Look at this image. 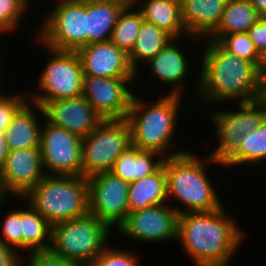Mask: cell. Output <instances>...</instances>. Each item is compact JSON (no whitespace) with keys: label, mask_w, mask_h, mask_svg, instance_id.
<instances>
[{"label":"cell","mask_w":266,"mask_h":266,"mask_svg":"<svg viewBox=\"0 0 266 266\" xmlns=\"http://www.w3.org/2000/svg\"><path fill=\"white\" fill-rule=\"evenodd\" d=\"M224 208L179 214L177 240L196 266H228L246 239Z\"/></svg>","instance_id":"1"},{"label":"cell","mask_w":266,"mask_h":266,"mask_svg":"<svg viewBox=\"0 0 266 266\" xmlns=\"http://www.w3.org/2000/svg\"><path fill=\"white\" fill-rule=\"evenodd\" d=\"M197 95L201 103L250 102L259 99L260 71L252 62L228 53L217 42L202 39ZM203 57V58H202ZM202 98V99H201ZM223 102V103H222Z\"/></svg>","instance_id":"2"},{"label":"cell","mask_w":266,"mask_h":266,"mask_svg":"<svg viewBox=\"0 0 266 266\" xmlns=\"http://www.w3.org/2000/svg\"><path fill=\"white\" fill-rule=\"evenodd\" d=\"M201 159L189 149L181 154L165 157L163 160L167 202L175 199L183 204L184 209L180 210V214L209 212L224 206L206 170L209 164L217 166L218 163L209 155Z\"/></svg>","instance_id":"3"},{"label":"cell","mask_w":266,"mask_h":266,"mask_svg":"<svg viewBox=\"0 0 266 266\" xmlns=\"http://www.w3.org/2000/svg\"><path fill=\"white\" fill-rule=\"evenodd\" d=\"M158 97L155 103H149L134 94L126 118L131 130V145L158 152L164 158L181 154L187 150L175 151L173 139L183 95L161 94Z\"/></svg>","instance_id":"4"},{"label":"cell","mask_w":266,"mask_h":266,"mask_svg":"<svg viewBox=\"0 0 266 266\" xmlns=\"http://www.w3.org/2000/svg\"><path fill=\"white\" fill-rule=\"evenodd\" d=\"M22 198L51 226L89 213L87 179L83 176L46 175Z\"/></svg>","instance_id":"5"},{"label":"cell","mask_w":266,"mask_h":266,"mask_svg":"<svg viewBox=\"0 0 266 266\" xmlns=\"http://www.w3.org/2000/svg\"><path fill=\"white\" fill-rule=\"evenodd\" d=\"M112 228L88 213L85 216L51 226L49 251L88 266L108 245Z\"/></svg>","instance_id":"6"},{"label":"cell","mask_w":266,"mask_h":266,"mask_svg":"<svg viewBox=\"0 0 266 266\" xmlns=\"http://www.w3.org/2000/svg\"><path fill=\"white\" fill-rule=\"evenodd\" d=\"M52 8L44 15L36 42L60 51H77L87 45V0H57Z\"/></svg>","instance_id":"7"},{"label":"cell","mask_w":266,"mask_h":266,"mask_svg":"<svg viewBox=\"0 0 266 266\" xmlns=\"http://www.w3.org/2000/svg\"><path fill=\"white\" fill-rule=\"evenodd\" d=\"M44 48L51 57L38 76L39 91L27 93L29 101L41 106L46 101L81 96L83 70L77 52Z\"/></svg>","instance_id":"8"},{"label":"cell","mask_w":266,"mask_h":266,"mask_svg":"<svg viewBox=\"0 0 266 266\" xmlns=\"http://www.w3.org/2000/svg\"><path fill=\"white\" fill-rule=\"evenodd\" d=\"M131 146V130L126 119L103 120L82 138V176L88 178L111 171L117 158Z\"/></svg>","instance_id":"9"},{"label":"cell","mask_w":266,"mask_h":266,"mask_svg":"<svg viewBox=\"0 0 266 266\" xmlns=\"http://www.w3.org/2000/svg\"><path fill=\"white\" fill-rule=\"evenodd\" d=\"M237 110L211 111L209 115L218 139L216 149L209 155L219 166H223L239 149L241 137L255 130L266 120V106L258 99L238 102Z\"/></svg>","instance_id":"10"},{"label":"cell","mask_w":266,"mask_h":266,"mask_svg":"<svg viewBox=\"0 0 266 266\" xmlns=\"http://www.w3.org/2000/svg\"><path fill=\"white\" fill-rule=\"evenodd\" d=\"M39 148L46 175L82 176V138L44 120Z\"/></svg>","instance_id":"11"},{"label":"cell","mask_w":266,"mask_h":266,"mask_svg":"<svg viewBox=\"0 0 266 266\" xmlns=\"http://www.w3.org/2000/svg\"><path fill=\"white\" fill-rule=\"evenodd\" d=\"M86 179L89 213L117 229L129 213V183L110 171Z\"/></svg>","instance_id":"12"},{"label":"cell","mask_w":266,"mask_h":266,"mask_svg":"<svg viewBox=\"0 0 266 266\" xmlns=\"http://www.w3.org/2000/svg\"><path fill=\"white\" fill-rule=\"evenodd\" d=\"M180 209L170 203H162L135 210L127 214L116 230L140 243L176 240Z\"/></svg>","instance_id":"13"},{"label":"cell","mask_w":266,"mask_h":266,"mask_svg":"<svg viewBox=\"0 0 266 266\" xmlns=\"http://www.w3.org/2000/svg\"><path fill=\"white\" fill-rule=\"evenodd\" d=\"M137 78H105L83 75L82 96L103 120L126 119Z\"/></svg>","instance_id":"14"},{"label":"cell","mask_w":266,"mask_h":266,"mask_svg":"<svg viewBox=\"0 0 266 266\" xmlns=\"http://www.w3.org/2000/svg\"><path fill=\"white\" fill-rule=\"evenodd\" d=\"M45 176L39 147L10 150L0 169L4 193L17 198L24 197Z\"/></svg>","instance_id":"15"},{"label":"cell","mask_w":266,"mask_h":266,"mask_svg":"<svg viewBox=\"0 0 266 266\" xmlns=\"http://www.w3.org/2000/svg\"><path fill=\"white\" fill-rule=\"evenodd\" d=\"M41 108V116L46 122L65 128L80 138L88 136L103 121L82 95L46 101Z\"/></svg>","instance_id":"16"},{"label":"cell","mask_w":266,"mask_h":266,"mask_svg":"<svg viewBox=\"0 0 266 266\" xmlns=\"http://www.w3.org/2000/svg\"><path fill=\"white\" fill-rule=\"evenodd\" d=\"M83 75L105 78H136L128 54L110 40L89 43L77 51Z\"/></svg>","instance_id":"17"},{"label":"cell","mask_w":266,"mask_h":266,"mask_svg":"<svg viewBox=\"0 0 266 266\" xmlns=\"http://www.w3.org/2000/svg\"><path fill=\"white\" fill-rule=\"evenodd\" d=\"M177 38H173L165 47H163L153 58L145 64L150 69L151 76L158 81L171 86L167 94L182 96L185 77L192 65H189V57L184 54L183 47L178 45Z\"/></svg>","instance_id":"18"},{"label":"cell","mask_w":266,"mask_h":266,"mask_svg":"<svg viewBox=\"0 0 266 266\" xmlns=\"http://www.w3.org/2000/svg\"><path fill=\"white\" fill-rule=\"evenodd\" d=\"M228 0H190L182 6V18L188 37L207 39L220 24ZM194 37V38H193Z\"/></svg>","instance_id":"19"},{"label":"cell","mask_w":266,"mask_h":266,"mask_svg":"<svg viewBox=\"0 0 266 266\" xmlns=\"http://www.w3.org/2000/svg\"><path fill=\"white\" fill-rule=\"evenodd\" d=\"M36 111L40 114L43 113L40 105L28 101L15 114L5 129L6 140L10 150L39 147L42 124L40 122L41 119L38 118L40 115Z\"/></svg>","instance_id":"20"},{"label":"cell","mask_w":266,"mask_h":266,"mask_svg":"<svg viewBox=\"0 0 266 266\" xmlns=\"http://www.w3.org/2000/svg\"><path fill=\"white\" fill-rule=\"evenodd\" d=\"M163 160L164 156L158 152L140 150L131 145L117 158L110 172L131 183L155 173Z\"/></svg>","instance_id":"21"},{"label":"cell","mask_w":266,"mask_h":266,"mask_svg":"<svg viewBox=\"0 0 266 266\" xmlns=\"http://www.w3.org/2000/svg\"><path fill=\"white\" fill-rule=\"evenodd\" d=\"M133 4L145 21L163 29L173 38L188 37L183 23L182 7L179 5L170 0H134Z\"/></svg>","instance_id":"22"},{"label":"cell","mask_w":266,"mask_h":266,"mask_svg":"<svg viewBox=\"0 0 266 266\" xmlns=\"http://www.w3.org/2000/svg\"><path fill=\"white\" fill-rule=\"evenodd\" d=\"M126 6V3L112 0H87L88 44L109 41L118 17Z\"/></svg>","instance_id":"23"},{"label":"cell","mask_w":266,"mask_h":266,"mask_svg":"<svg viewBox=\"0 0 266 266\" xmlns=\"http://www.w3.org/2000/svg\"><path fill=\"white\" fill-rule=\"evenodd\" d=\"M167 202L166 173L161 166L155 173L129 183V212Z\"/></svg>","instance_id":"24"},{"label":"cell","mask_w":266,"mask_h":266,"mask_svg":"<svg viewBox=\"0 0 266 266\" xmlns=\"http://www.w3.org/2000/svg\"><path fill=\"white\" fill-rule=\"evenodd\" d=\"M172 39L173 37L163 29L158 28L153 23L143 20L137 40L132 50L128 53L129 63L131 68L136 72V78H139V62L141 64L148 62Z\"/></svg>","instance_id":"25"},{"label":"cell","mask_w":266,"mask_h":266,"mask_svg":"<svg viewBox=\"0 0 266 266\" xmlns=\"http://www.w3.org/2000/svg\"><path fill=\"white\" fill-rule=\"evenodd\" d=\"M259 19L250 0H228L220 24L207 39L218 42L227 34L247 32Z\"/></svg>","instance_id":"26"},{"label":"cell","mask_w":266,"mask_h":266,"mask_svg":"<svg viewBox=\"0 0 266 266\" xmlns=\"http://www.w3.org/2000/svg\"><path fill=\"white\" fill-rule=\"evenodd\" d=\"M21 209L22 250L24 252L48 250L51 225L27 201ZM27 250V251H26Z\"/></svg>","instance_id":"27"},{"label":"cell","mask_w":266,"mask_h":266,"mask_svg":"<svg viewBox=\"0 0 266 266\" xmlns=\"http://www.w3.org/2000/svg\"><path fill=\"white\" fill-rule=\"evenodd\" d=\"M266 159V120L255 130L241 137L238 151L223 165V167L258 166ZM245 164V165H244Z\"/></svg>","instance_id":"28"},{"label":"cell","mask_w":266,"mask_h":266,"mask_svg":"<svg viewBox=\"0 0 266 266\" xmlns=\"http://www.w3.org/2000/svg\"><path fill=\"white\" fill-rule=\"evenodd\" d=\"M143 20L134 4L126 6L118 17L110 41L128 54L137 40Z\"/></svg>","instance_id":"29"},{"label":"cell","mask_w":266,"mask_h":266,"mask_svg":"<svg viewBox=\"0 0 266 266\" xmlns=\"http://www.w3.org/2000/svg\"><path fill=\"white\" fill-rule=\"evenodd\" d=\"M217 43L228 53L250 61L260 68L262 56L256 50L247 32L227 34Z\"/></svg>","instance_id":"30"},{"label":"cell","mask_w":266,"mask_h":266,"mask_svg":"<svg viewBox=\"0 0 266 266\" xmlns=\"http://www.w3.org/2000/svg\"><path fill=\"white\" fill-rule=\"evenodd\" d=\"M30 0H0V34L18 29Z\"/></svg>","instance_id":"31"},{"label":"cell","mask_w":266,"mask_h":266,"mask_svg":"<svg viewBox=\"0 0 266 266\" xmlns=\"http://www.w3.org/2000/svg\"><path fill=\"white\" fill-rule=\"evenodd\" d=\"M139 257L131 250L107 245L88 266H139Z\"/></svg>","instance_id":"32"},{"label":"cell","mask_w":266,"mask_h":266,"mask_svg":"<svg viewBox=\"0 0 266 266\" xmlns=\"http://www.w3.org/2000/svg\"><path fill=\"white\" fill-rule=\"evenodd\" d=\"M0 225L3 242L17 252L22 250L21 209L9 210L4 219L0 220Z\"/></svg>","instance_id":"33"},{"label":"cell","mask_w":266,"mask_h":266,"mask_svg":"<svg viewBox=\"0 0 266 266\" xmlns=\"http://www.w3.org/2000/svg\"><path fill=\"white\" fill-rule=\"evenodd\" d=\"M29 101L25 93L6 94L0 97V131L5 132L15 114Z\"/></svg>","instance_id":"34"},{"label":"cell","mask_w":266,"mask_h":266,"mask_svg":"<svg viewBox=\"0 0 266 266\" xmlns=\"http://www.w3.org/2000/svg\"><path fill=\"white\" fill-rule=\"evenodd\" d=\"M21 256V266L26 259L27 266H79L75 261L58 256L49 250L32 251Z\"/></svg>","instance_id":"35"},{"label":"cell","mask_w":266,"mask_h":266,"mask_svg":"<svg viewBox=\"0 0 266 266\" xmlns=\"http://www.w3.org/2000/svg\"><path fill=\"white\" fill-rule=\"evenodd\" d=\"M256 50L262 56L266 52V18H260L247 31Z\"/></svg>","instance_id":"36"},{"label":"cell","mask_w":266,"mask_h":266,"mask_svg":"<svg viewBox=\"0 0 266 266\" xmlns=\"http://www.w3.org/2000/svg\"><path fill=\"white\" fill-rule=\"evenodd\" d=\"M0 266H21V255L0 238Z\"/></svg>","instance_id":"37"},{"label":"cell","mask_w":266,"mask_h":266,"mask_svg":"<svg viewBox=\"0 0 266 266\" xmlns=\"http://www.w3.org/2000/svg\"><path fill=\"white\" fill-rule=\"evenodd\" d=\"M9 151L5 132L0 131V169L3 167Z\"/></svg>","instance_id":"38"},{"label":"cell","mask_w":266,"mask_h":266,"mask_svg":"<svg viewBox=\"0 0 266 266\" xmlns=\"http://www.w3.org/2000/svg\"><path fill=\"white\" fill-rule=\"evenodd\" d=\"M260 18H266V0H250Z\"/></svg>","instance_id":"39"},{"label":"cell","mask_w":266,"mask_h":266,"mask_svg":"<svg viewBox=\"0 0 266 266\" xmlns=\"http://www.w3.org/2000/svg\"><path fill=\"white\" fill-rule=\"evenodd\" d=\"M260 94L259 100L266 106V73H260Z\"/></svg>","instance_id":"40"},{"label":"cell","mask_w":266,"mask_h":266,"mask_svg":"<svg viewBox=\"0 0 266 266\" xmlns=\"http://www.w3.org/2000/svg\"><path fill=\"white\" fill-rule=\"evenodd\" d=\"M259 71L260 73H266V52L262 55V62Z\"/></svg>","instance_id":"41"},{"label":"cell","mask_w":266,"mask_h":266,"mask_svg":"<svg viewBox=\"0 0 266 266\" xmlns=\"http://www.w3.org/2000/svg\"><path fill=\"white\" fill-rule=\"evenodd\" d=\"M6 196L7 195L4 193L2 186H1V182H0V207H1L0 209H2V205H4L3 204L5 201L4 197L6 198Z\"/></svg>","instance_id":"42"},{"label":"cell","mask_w":266,"mask_h":266,"mask_svg":"<svg viewBox=\"0 0 266 266\" xmlns=\"http://www.w3.org/2000/svg\"><path fill=\"white\" fill-rule=\"evenodd\" d=\"M171 2L175 3L176 5H179L180 7L184 6L187 2L190 0H170Z\"/></svg>","instance_id":"43"},{"label":"cell","mask_w":266,"mask_h":266,"mask_svg":"<svg viewBox=\"0 0 266 266\" xmlns=\"http://www.w3.org/2000/svg\"><path fill=\"white\" fill-rule=\"evenodd\" d=\"M112 1H117L120 3H126L127 5H132L134 0H112Z\"/></svg>","instance_id":"44"},{"label":"cell","mask_w":266,"mask_h":266,"mask_svg":"<svg viewBox=\"0 0 266 266\" xmlns=\"http://www.w3.org/2000/svg\"><path fill=\"white\" fill-rule=\"evenodd\" d=\"M0 62H1V60H0ZM1 67V66H0ZM1 73V72H0ZM1 80V79H0ZM2 89H1V81H0V97L1 96H4L6 93H4V91H1Z\"/></svg>","instance_id":"45"}]
</instances>
